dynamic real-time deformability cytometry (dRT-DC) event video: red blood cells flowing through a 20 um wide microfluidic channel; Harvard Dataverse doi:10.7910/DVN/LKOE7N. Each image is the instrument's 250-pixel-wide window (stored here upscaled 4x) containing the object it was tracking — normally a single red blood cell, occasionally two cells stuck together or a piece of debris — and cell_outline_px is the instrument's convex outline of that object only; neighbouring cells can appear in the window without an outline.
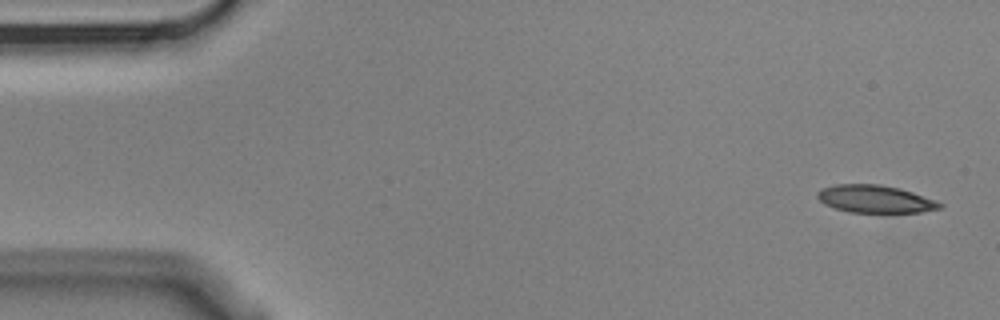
{"species": "Egyptian fruit bat (a non-hibernating species)", "species_latin": "Rousettus aegyptiacus", "temperature_condition": "cold", "stored_images_in_passage": 5, "camera_frame_rate_fps": 3000, "um_per_image_px": 0.085, "animal": {"sex": "male"}, "frame": {"image": 1, "passage_image": 1, "time_ms": 0.0, "image_size_px": [1000, 320], "cell_outline_px": [[944, 204], [940, 208], [920, 212], [848, 212], [824, 204], [816, 196], [816, 192], [820, 188], [836, 184], [880, 184], [900, 188], [936, 200]], "centroid_in_image_um": [74.36, 16.9], "position_along_channel_um": 10.6, "area_um2": 19.71}}
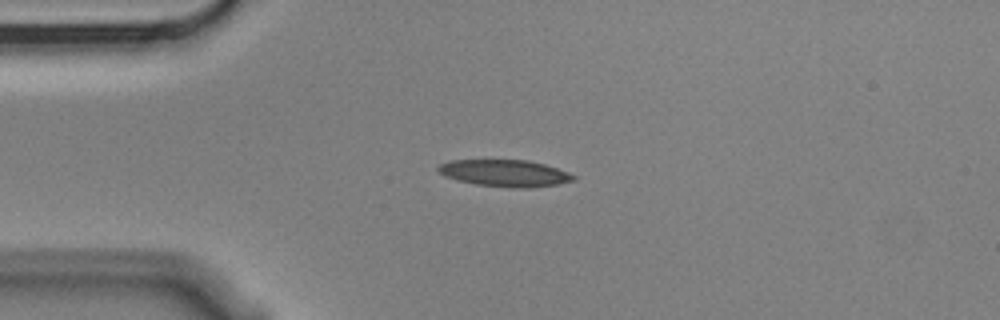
{"frame": {"image": 2, "passage_image": 4, "time_ms": 1.0, "image_size_px": [1000, 320], "cell_outline_px": [[576, 180], [560, 184], [528, 188], [512, 188], [476, 184], [456, 180], [444, 176], [436, 168], [440, 164], [448, 160], [528, 160], [544, 164], [568, 172], [576, 176]], "centroid_in_image_um": [42.92, 14.72], "position_along_channel_um": 42.1, "area_um2": 21.27}}